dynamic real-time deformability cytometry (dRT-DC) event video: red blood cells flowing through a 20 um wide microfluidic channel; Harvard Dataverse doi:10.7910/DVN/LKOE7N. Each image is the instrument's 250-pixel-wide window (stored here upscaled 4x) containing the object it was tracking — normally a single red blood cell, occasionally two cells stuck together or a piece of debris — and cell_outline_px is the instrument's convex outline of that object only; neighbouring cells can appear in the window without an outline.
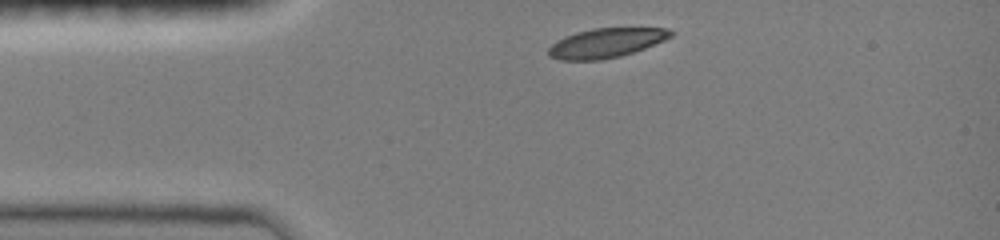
{"species": "common noctule bat (a hibernating species)", "species_latin": "Nyctalus noctula", "temperature_condition": "room temperature", "stored_images_in_passage": 4, "camera_frame_rate_fps": 3000, "um_per_image_px": 0.085, "animal": {"sex": "female", "body_mass_g": 19.0, "forearm_length_mm": 51.5}, "frame": {"image": 1, "passage_image": 1, "time_ms": 0.0, "image_size_px": [1000, 240], "cell_outline_px": [[676, 32], [672, 36], [664, 40], [644, 48], [620, 56], [600, 60], [560, 60], [548, 56], [548, 48], [556, 40], [564, 36], [576, 32], [592, 28], [668, 28]], "centroid_in_image_um": [51.5, 3.64], "position_along_channel_um": 33.5, "area_um2": 21.04}}